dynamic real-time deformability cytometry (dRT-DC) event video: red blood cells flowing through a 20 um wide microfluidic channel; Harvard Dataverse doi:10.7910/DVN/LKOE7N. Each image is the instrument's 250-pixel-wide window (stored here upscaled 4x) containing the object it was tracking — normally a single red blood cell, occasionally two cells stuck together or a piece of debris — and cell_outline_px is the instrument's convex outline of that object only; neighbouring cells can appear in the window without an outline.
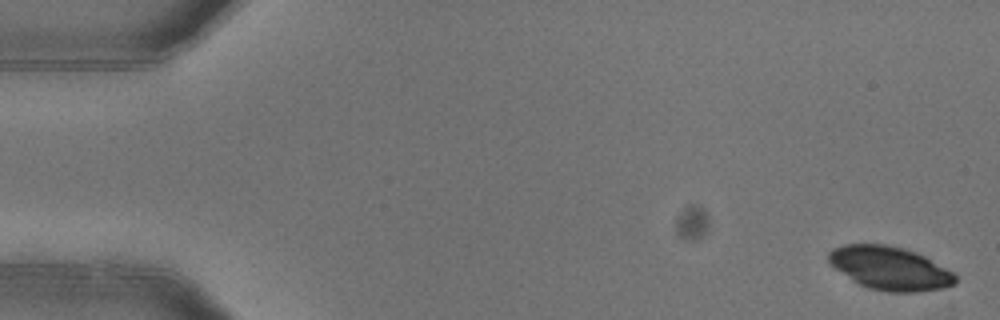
{"species": "common noctule bat (a hibernating species)", "species_latin": "Nyctalus noctula", "temperature_condition": "warm", "stored_images_in_passage": 5, "camera_frame_rate_fps": 3000, "um_per_image_px": 0.085, "animal": {"sex": "female"}, "frame": {"image": 1, "passage_image": 1, "time_ms": 0.0, "image_size_px": [1000, 320], "cell_outline_px": [[956, 284], [944, 288], [920, 292], [888, 292], [868, 288], [852, 280], [836, 268], [828, 260], [828, 252], [832, 248], [844, 244], [884, 244], [904, 248], [916, 252], [924, 256], [952, 272], [956, 276]], "centroid_in_image_um": [75.65, 22.8], "position_along_channel_um": 9.4, "area_um2": 31.96}}